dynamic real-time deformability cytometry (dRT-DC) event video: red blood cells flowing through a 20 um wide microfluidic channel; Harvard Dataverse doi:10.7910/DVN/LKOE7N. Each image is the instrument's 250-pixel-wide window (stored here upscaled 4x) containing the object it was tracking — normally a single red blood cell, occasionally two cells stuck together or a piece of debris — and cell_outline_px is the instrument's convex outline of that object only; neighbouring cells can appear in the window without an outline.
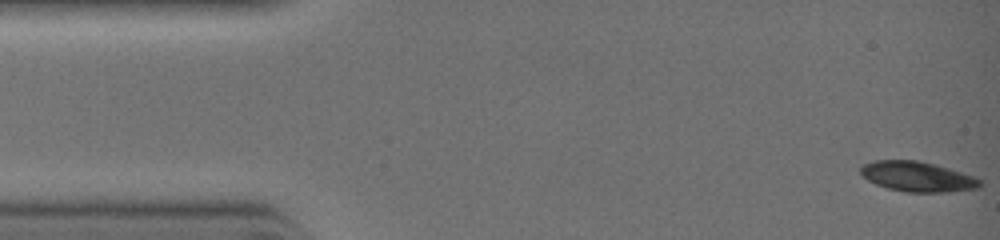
{"species": "common noctule bat (a hibernating species)", "species_latin": "Nyctalus noctula", "temperature_condition": "warm", "stored_images_in_passage": 33, "camera_frame_rate_fps": 3000, "um_per_image_px": 0.085, "animal": {"sex": "female", "body_mass_g": 19.0, "forearm_length_mm": 51.5}, "frame": {"image": 1, "passage_image": 1, "time_ms": 0.0, "image_size_px": [1000, 240], "cell_outline_px": [[984, 184], [980, 188], [948, 192], [904, 192], [888, 188], [876, 184], [868, 180], [860, 172], [860, 168], [864, 164], [872, 160], [920, 160], [936, 164], [972, 176], [980, 180]], "centroid_in_image_um": [77.99, 15.01], "position_along_channel_um": 7.0, "area_um2": 20.98}}
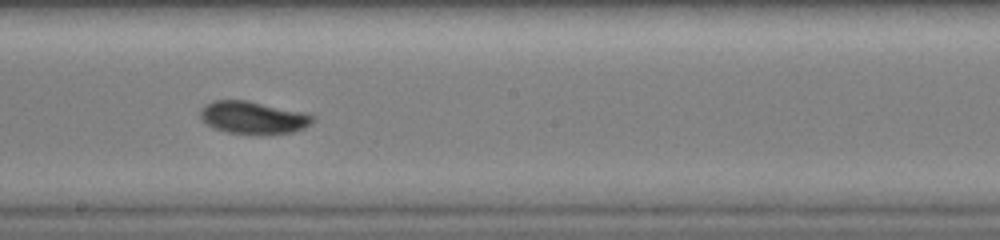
{"frame": {"image": 2, "passage_image": 18, "time_ms": 5.667, "image_size_px": [1000, 240], "cell_outline_px": [[316, 120], [312, 124], [304, 128], [292, 132], [252, 136], [228, 132], [216, 128], [200, 120], [200, 108], [204, 104], [212, 100], [248, 100], [308, 112], [316, 116]], "centroid_in_image_um": [21.57, 9.99], "position_along_channel_um": 226.6, "area_um2": 22.14}}
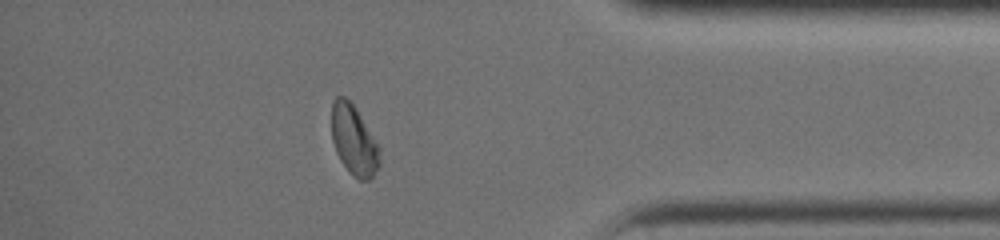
{"frame": {"image": 3, "passage_image": 28, "time_ms": 9.0, "image_size_px": [1000, 240], "cell_outline_px": [[380, 164], [372, 176], [368, 180], [360, 180], [352, 176], [348, 172], [340, 160], [336, 152], [332, 140], [332, 100], [336, 96], [344, 96], [356, 108], [380, 144]], "centroid_in_image_um": [30.1, 11.92], "position_along_channel_um": 405.1, "area_um2": 19.94}}